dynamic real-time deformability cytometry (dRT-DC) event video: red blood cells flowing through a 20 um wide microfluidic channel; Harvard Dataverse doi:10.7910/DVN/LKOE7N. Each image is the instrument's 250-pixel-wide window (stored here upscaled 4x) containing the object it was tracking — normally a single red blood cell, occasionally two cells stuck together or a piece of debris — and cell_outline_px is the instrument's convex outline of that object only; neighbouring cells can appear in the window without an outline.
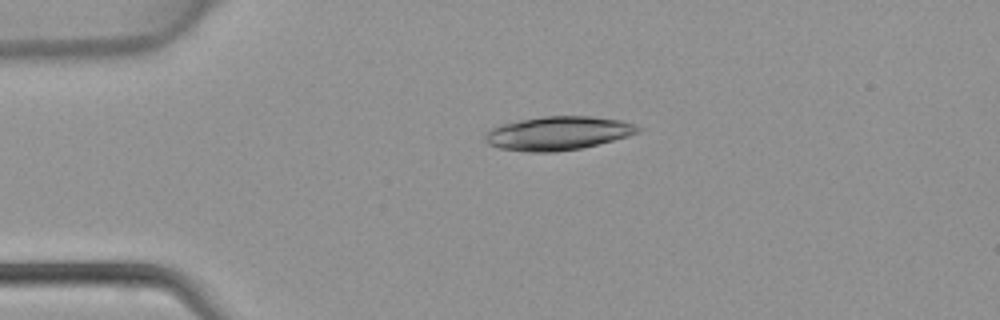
{"species": "common noctule bat (a hibernating species)", "species_latin": "Nyctalus noctula", "temperature_condition": "warm", "stored_images_in_passage": 35, "camera_frame_rate_fps": 3000, "um_per_image_px": 0.085, "animal": {"sex": "female", "body_mass_g": 22.7, "forearm_length_mm": 54.2}, "frame": {"image": 1, "passage_image": 1, "time_ms": 0.0, "image_size_px": [1000, 320], "cell_outline_px": [[644, 128], [640, 132], [628, 136], [580, 148], [556, 152], [528, 152], [500, 148], [488, 144], [484, 140], [484, 132], [500, 124], [520, 120], [544, 116], [592, 116], [620, 120], [636, 124]], "centroid_in_image_um": [47.42, 11.32], "position_along_channel_um": 37.6, "area_um2": 30.11}}
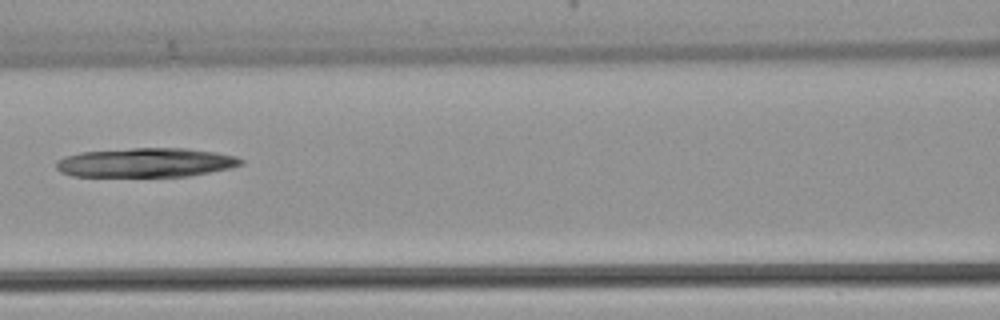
{"frame": {"image": 2, "passage_image": 11, "time_ms": 3.333, "image_size_px": [1000, 320], "cell_outline_px": [[244, 164], [232, 168], [188, 176], [72, 176], [60, 172], [56, 168], [56, 160], [64, 156], [80, 152], [132, 148], [188, 148], [216, 152], [236, 156], [244, 160]], "centroid_in_image_um": [12.41, 13.81], "position_along_channel_um": 154.2, "area_um2": 31.67}}
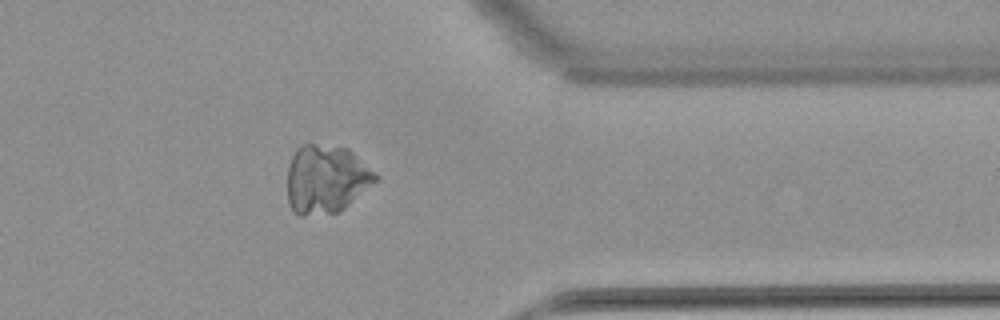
{"frame": {"image": 3, "passage_image": 27, "time_ms": 8.667, "image_size_px": [1000, 320], "cell_outline_px": [[380, 176], [376, 180], [340, 212], [304, 216], [300, 216], [288, 204], [288, 168], [292, 156], [296, 148], [304, 144], [316, 144], [348, 148], [376, 172]], "centroid_in_image_um": [27.72, 15.22], "position_along_channel_um": 383.7, "area_um2": 35.08}}